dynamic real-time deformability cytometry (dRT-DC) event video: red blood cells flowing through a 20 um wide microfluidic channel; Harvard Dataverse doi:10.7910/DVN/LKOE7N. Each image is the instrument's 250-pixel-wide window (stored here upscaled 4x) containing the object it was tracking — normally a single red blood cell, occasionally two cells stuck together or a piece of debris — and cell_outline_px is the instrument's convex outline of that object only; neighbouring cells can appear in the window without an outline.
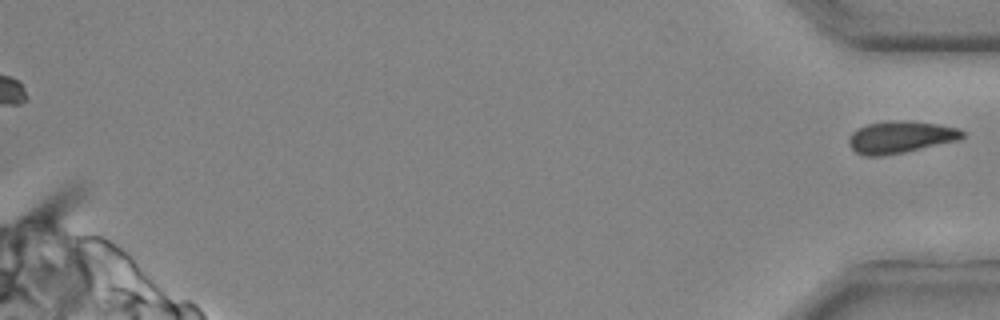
{"species": "common noctule bat (a hibernating species)", "species_latin": "Nyctalus noctula", "temperature_condition": "cold", "stored_images_in_passage": 32, "camera_frame_rate_fps": 3000, "um_per_image_px": 0.085, "animal": {"sex": "male", "body_mass_g": 20.4}, "frame": {"image": 1, "passage_image": 32, "time_ms": 10.333, "image_size_px": [1000, 320], "cell_outline_px": [[964, 136], [960, 140], [904, 152], [880, 156], [864, 156], [856, 152], [848, 144], [848, 140], [852, 132], [868, 124], [888, 120], [904, 120], [936, 124], [960, 128], [964, 132]], "centroid_in_image_um": [76.55, 11.65], "position_along_channel_um": 358.6, "area_um2": 21.21}}